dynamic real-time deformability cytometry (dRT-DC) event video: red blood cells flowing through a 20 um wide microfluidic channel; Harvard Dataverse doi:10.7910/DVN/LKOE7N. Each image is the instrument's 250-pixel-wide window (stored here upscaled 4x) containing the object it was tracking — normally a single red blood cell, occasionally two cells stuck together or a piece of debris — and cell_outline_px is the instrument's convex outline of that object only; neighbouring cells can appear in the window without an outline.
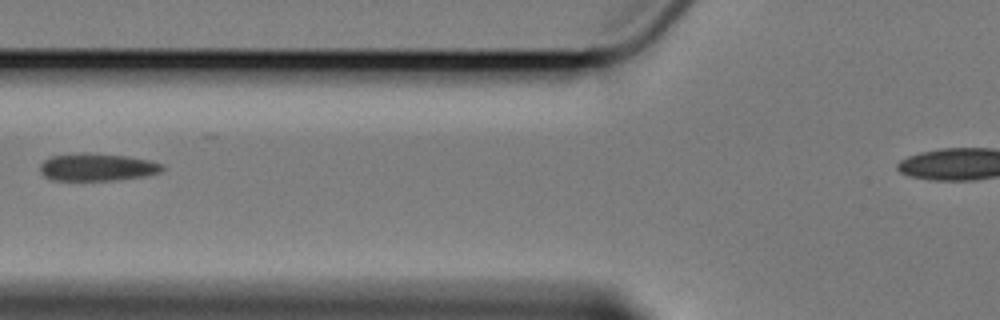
{"species": "Egyptian fruit bat (a non-hibernating species)", "species_latin": "Rousettus aegyptiacus", "temperature_condition": "cold", "stored_images_in_passage": 3, "camera_frame_rate_fps": 3000, "um_per_image_px": 0.085, "animal": {"sex": "female"}, "frame": {"image": 1, "passage_image": 3, "time_ms": 2.333, "image_size_px": [1000, 320], "cell_outline_px": [[164, 168], [160, 172], [144, 176], [116, 180], [52, 180], [44, 176], [40, 172], [40, 164], [44, 160], [52, 156], [80, 152], [84, 152], [128, 156], [152, 160], [164, 164]], "centroid_in_image_um": [8.27, 14.2], "position_along_channel_um": 117.5, "area_um2": 19.83}}